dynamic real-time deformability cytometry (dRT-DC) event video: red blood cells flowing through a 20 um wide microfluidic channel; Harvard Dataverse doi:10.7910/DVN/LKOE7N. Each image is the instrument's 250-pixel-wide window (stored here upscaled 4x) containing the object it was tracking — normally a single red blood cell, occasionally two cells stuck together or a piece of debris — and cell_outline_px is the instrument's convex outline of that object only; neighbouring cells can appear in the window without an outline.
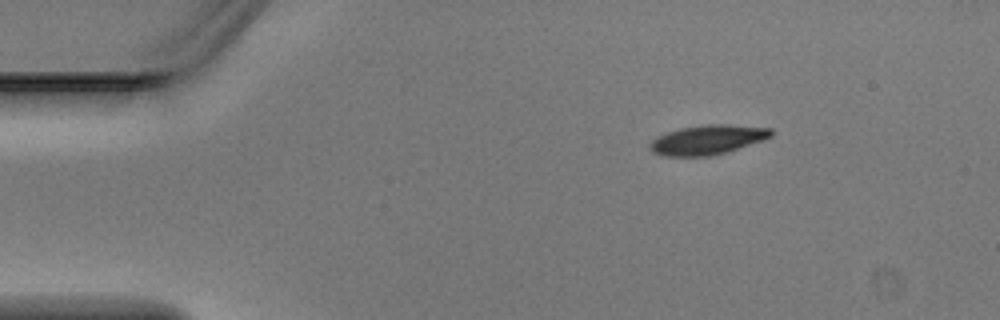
{"species": "Egyptian fruit bat (a non-hibernating species)", "species_latin": "Rousettus aegyptiacus", "temperature_condition": "warm", "stored_images_in_passage": 2, "camera_frame_rate_fps": 3000, "um_per_image_px": 0.085, "animal": {"sex": "male"}, "frame": {"image": 1, "passage_image": 1, "time_ms": 0.0, "image_size_px": [1000, 320], "cell_outline_px": [[772, 136], [724, 152], [708, 156], [664, 156], [652, 152], [648, 148], [648, 144], [656, 136], [680, 128], [704, 124], [728, 124], [772, 128]], "centroid_in_image_um": [60.06, 11.87], "position_along_channel_um": 24.9, "area_um2": 20.63}}
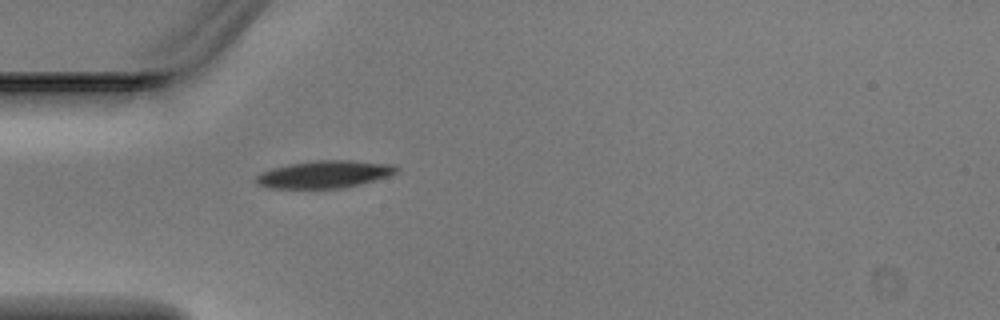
{"frame": {"image": 2, "passage_image": 2, "time_ms": 0.333, "image_size_px": [1000, 320], "cell_outline_px": [[400, 168], [396, 172], [388, 176], [360, 184], [344, 188], [268, 188], [256, 184], [256, 176], [272, 168], [288, 164], [316, 160], [348, 160], [392, 164]], "centroid_in_image_um": [27.58, 14.81], "position_along_channel_um": 57.4, "area_um2": 22.31}}